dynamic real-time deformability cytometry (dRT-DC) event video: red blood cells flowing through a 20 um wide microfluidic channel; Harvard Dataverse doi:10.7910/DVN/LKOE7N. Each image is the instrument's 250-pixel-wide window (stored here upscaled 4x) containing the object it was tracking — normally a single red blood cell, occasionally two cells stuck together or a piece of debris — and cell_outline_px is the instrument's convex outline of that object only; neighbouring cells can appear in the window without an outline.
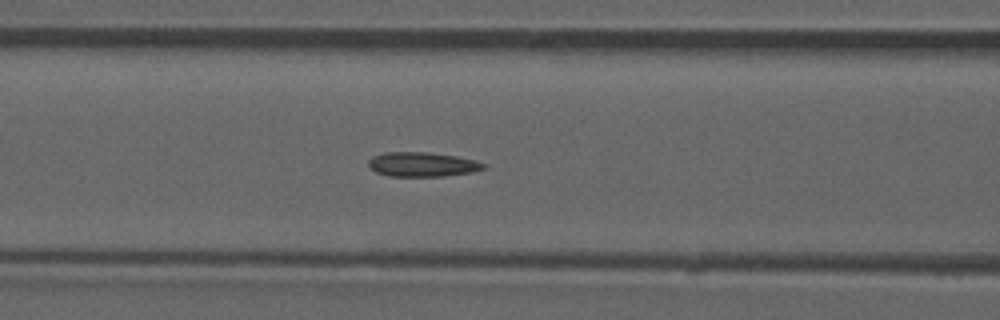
{"species": "common noctule bat (a hibernating species)", "species_latin": "Nyctalus noctula", "temperature_condition": "room temperature", "stored_images_in_passage": 45, "camera_frame_rate_fps": 3000, "um_per_image_px": 0.085, "animal": {"sex": "male", "forearm_length_mm": 52.5}, "frame": {"image": 1, "passage_image": 14, "time_ms": 4.333, "image_size_px": [1000, 320], "cell_outline_px": [[488, 164], [484, 168], [472, 172], [444, 176], [388, 176], [376, 172], [368, 164], [368, 160], [372, 156], [384, 152], [428, 152], [456, 156]], "centroid_in_image_um": [35.87, 13.97], "position_along_channel_um": 130.7, "area_um2": 16.36}}